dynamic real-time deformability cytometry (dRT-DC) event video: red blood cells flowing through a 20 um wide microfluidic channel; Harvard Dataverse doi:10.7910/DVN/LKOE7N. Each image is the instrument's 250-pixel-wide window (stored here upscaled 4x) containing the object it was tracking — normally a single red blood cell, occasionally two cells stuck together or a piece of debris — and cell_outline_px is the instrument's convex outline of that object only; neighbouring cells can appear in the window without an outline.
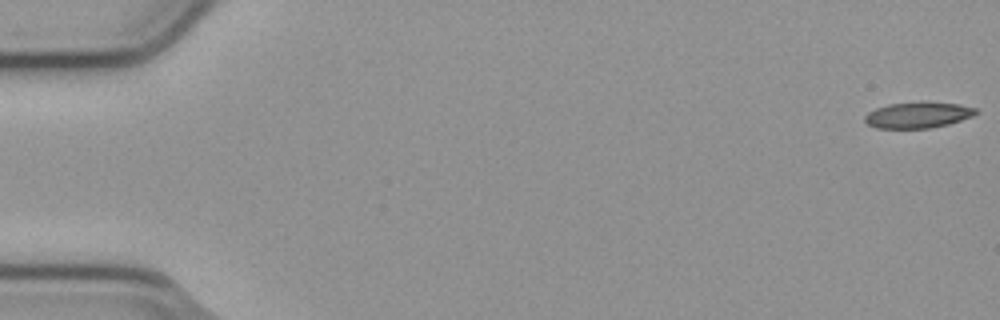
{"species": "common noctule bat (a hibernating species)", "species_latin": "Nyctalus noctula", "temperature_condition": "cold", "stored_images_in_passage": 55, "camera_frame_rate_fps": 3000, "um_per_image_px": 0.085, "animal": {"sex": "male", "body_mass_g": 23.1, "forearm_length_mm": 52.7}, "frame": {"image": 1, "passage_image": 1, "time_ms": 0.0, "image_size_px": [1000, 320], "cell_outline_px": [[980, 112], [972, 116], [948, 124], [928, 128], [876, 128], [868, 124], [864, 120], [864, 116], [868, 112], [876, 108], [888, 104], [956, 104], [976, 108]], "centroid_in_image_um": [77.99, 9.81], "position_along_channel_um": 7.0, "area_um2": 16.07}}
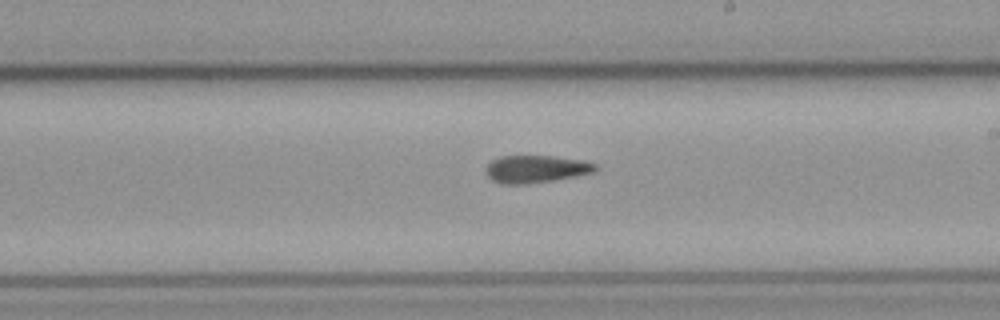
{"frame": {"image": 2, "passage_image": 32, "time_ms": 10.333, "image_size_px": [1000, 320], "cell_outline_px": [[596, 168], [592, 172], [552, 180], [528, 184], [504, 184], [492, 180], [488, 176], [484, 168], [492, 160], [500, 156], [552, 156], [584, 160], [596, 164]], "centroid_in_image_um": [45.5, 14.36], "position_along_channel_um": 243.5, "area_um2": 17.34}}
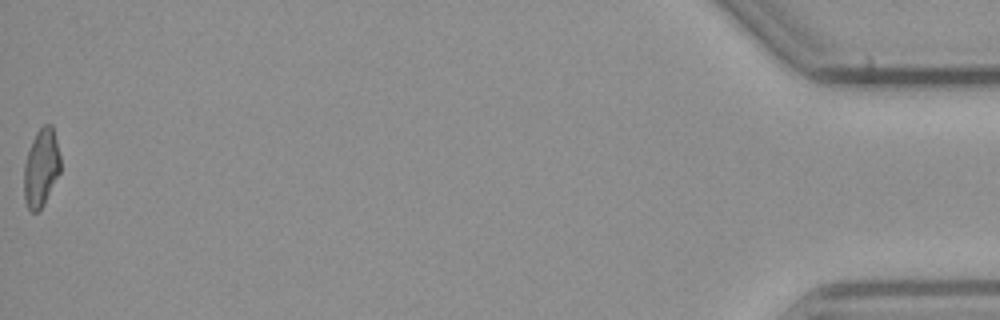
{"frame": {"image": 3, "passage_image": 55, "time_ms": 18.0, "image_size_px": [1000, 320], "cell_outline_px": [[60, 172], [44, 204], [36, 212], [32, 212], [28, 208], [24, 200], [24, 164], [32, 140], [36, 132], [44, 124], [52, 124], [60, 156]], "centroid_in_image_um": [3.49, 14.26], "position_along_channel_um": 431.7, "area_um2": 16.47}, "authors_computed_cell_mechanics": {"area_um2": 17.6868, "velocity_mm_per_s": 3.8063, "shape_relaxation_time_tau1_ms": null, "shape_relaxation_time_tau2_ms": 5.9721, "deformation_change_tau1": null, "deformation_change_tau2": 0.1527}}